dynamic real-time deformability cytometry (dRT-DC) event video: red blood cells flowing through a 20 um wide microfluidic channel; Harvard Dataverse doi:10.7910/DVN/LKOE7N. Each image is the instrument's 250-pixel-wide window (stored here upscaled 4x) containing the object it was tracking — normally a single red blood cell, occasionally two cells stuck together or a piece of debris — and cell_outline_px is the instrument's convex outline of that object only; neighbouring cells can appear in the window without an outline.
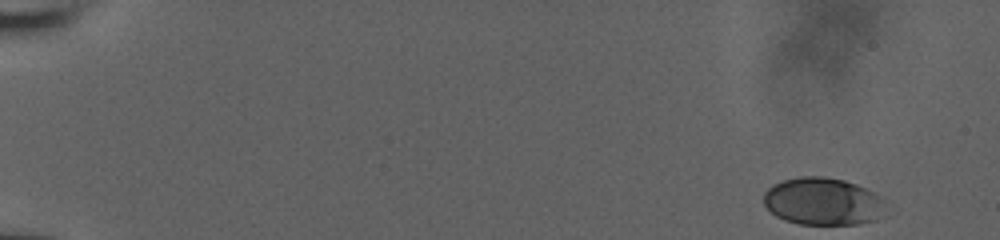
{"species": "human", "species_latin": "Homo sapiens", "temperature_condition": "room temperature", "stored_images_in_passage": 17, "camera_frame_rate_fps": 3000, "um_per_image_px": 0.085, "donor": {"sex": "male"}, "frame": {"image": 1, "passage_image": 1, "time_ms": 0.0, "image_size_px": [1000, 240], "cell_outline_px": [[884, 200], [876, 220], [856, 224], [800, 224], [784, 220], [776, 216], [764, 204], [764, 192], [772, 184], [784, 180], [800, 176], [820, 176], [844, 180], [856, 184], [880, 196]], "centroid_in_image_um": [69.88, 17.11], "position_along_channel_um": 15.1, "area_um2": 33.35}}
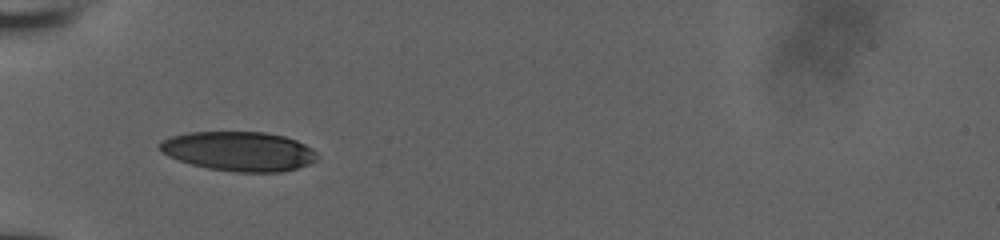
{"frame": {"image": 2, "passage_image": 15, "time_ms": 4.667, "image_size_px": [1000, 240], "cell_outline_px": [[320, 156], [316, 160], [308, 164], [296, 168], [280, 172], [236, 172], [208, 168], [192, 164], [168, 156], [160, 152], [156, 144], [160, 140], [172, 136], [188, 132], [264, 132], [284, 136], [296, 140], [312, 148]], "centroid_in_image_um": [20.28, 12.85], "position_along_channel_um": 64.7, "area_um2": 36.36}}
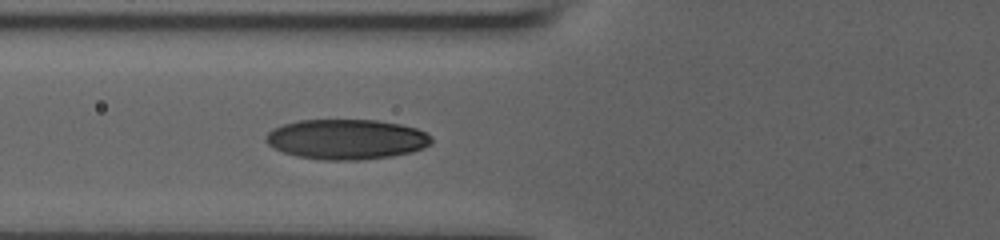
{"frame": {"image": 3, "passage_image": 17, "time_ms": 5.333, "image_size_px": [1000, 240], "cell_outline_px": [[432, 144], [424, 148], [412, 152], [392, 156], [360, 160], [320, 160], [296, 156], [272, 148], [264, 140], [264, 136], [272, 128], [284, 124], [300, 120], [376, 120], [400, 124], [416, 128], [432, 136]], "centroid_in_image_um": [29.44, 11.84], "position_along_channel_um": 96.4, "area_um2": 39.02}}